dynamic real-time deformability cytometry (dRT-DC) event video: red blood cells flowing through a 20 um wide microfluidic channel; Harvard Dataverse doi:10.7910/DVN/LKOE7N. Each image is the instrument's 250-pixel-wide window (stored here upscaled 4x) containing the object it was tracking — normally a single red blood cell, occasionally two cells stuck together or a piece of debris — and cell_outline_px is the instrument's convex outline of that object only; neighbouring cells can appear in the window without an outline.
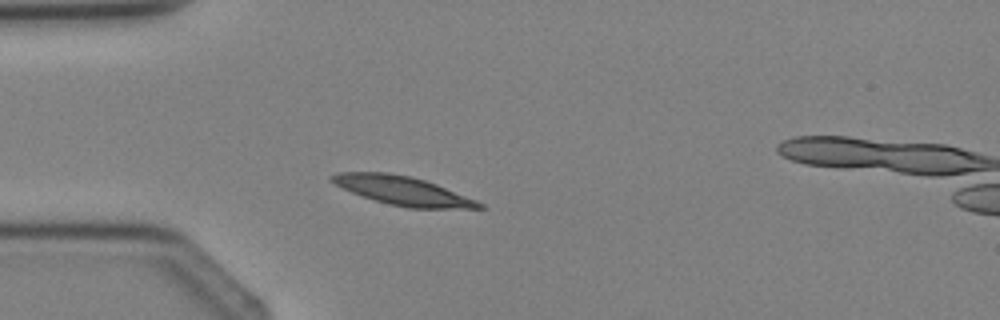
{"species": "Egyptian fruit bat (a non-hibernating species)", "species_latin": "Rousettus aegyptiacus", "temperature_condition": "cold", "stored_images_in_passage": 4, "camera_frame_rate_fps": 3000, "um_per_image_px": 0.085, "animal": {"sex": "female"}, "frame": {"image": 1, "passage_image": 3, "time_ms": 2.333, "image_size_px": [1000, 320], "cell_outline_px": [[484, 208], [408, 208], [388, 204], [352, 192], [328, 180], [328, 176], [336, 172], [388, 172], [408, 176], [424, 180], [436, 184], [476, 200], [484, 204]], "centroid_in_image_um": [34.2, 16.2], "position_along_channel_um": 50.8, "area_um2": 24.39}}